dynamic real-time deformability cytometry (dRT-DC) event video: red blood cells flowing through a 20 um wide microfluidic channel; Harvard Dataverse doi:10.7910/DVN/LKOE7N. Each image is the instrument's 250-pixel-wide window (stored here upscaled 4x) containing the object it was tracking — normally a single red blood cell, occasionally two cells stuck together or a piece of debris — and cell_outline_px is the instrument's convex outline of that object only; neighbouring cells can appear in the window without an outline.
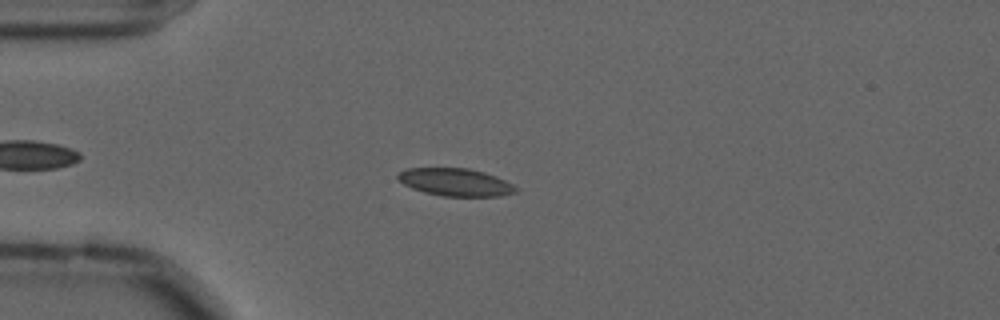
{"species": "common noctule bat (a hibernating species)", "species_latin": "Nyctalus noctula", "temperature_condition": "cold", "stored_images_in_passage": 35, "camera_frame_rate_fps": 3000, "um_per_image_px": 0.085, "animal": {"sex": "male", "forearm_length_mm": 52.5}, "frame": {"image": 1, "passage_image": 11, "time_ms": 3.333, "image_size_px": [1000, 320], "cell_outline_px": [[520, 188], [516, 192], [500, 196], [444, 196], [424, 192], [412, 188], [404, 184], [396, 176], [396, 172], [408, 168], [468, 168], [484, 172], [496, 176]], "centroid_in_image_um": [38.72, 15.48], "position_along_channel_um": 46.3, "area_um2": 19.02}}
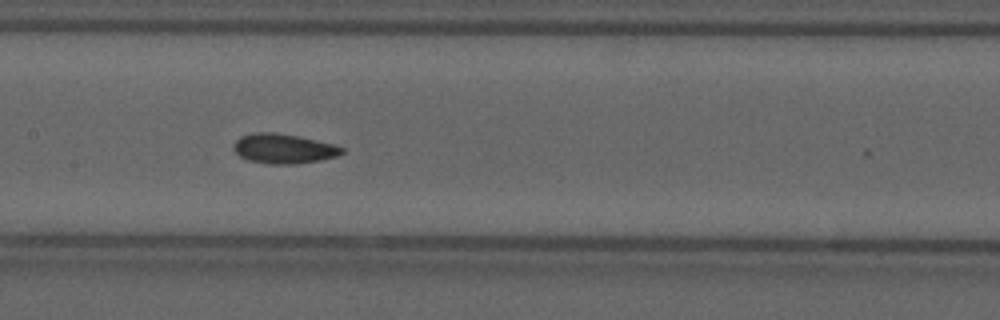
{"frame": {"image": 2, "passage_image": 24, "time_ms": 7.667, "image_size_px": [1000, 320], "cell_outline_px": [[344, 152], [336, 156], [320, 160], [296, 164], [268, 164], [248, 160], [240, 156], [232, 148], [232, 144], [240, 136], [256, 132], [276, 132], [296, 136], [332, 144], [344, 148]], "centroid_in_image_um": [24.06, 12.64], "position_along_channel_um": 183.3, "area_um2": 18.67}}
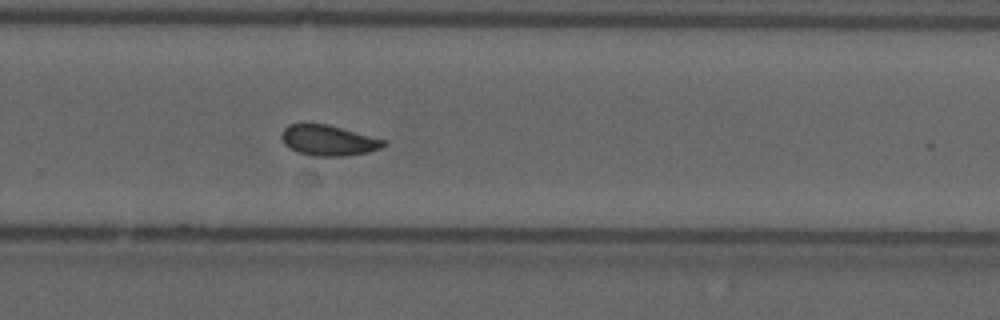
{"frame": {"image": 3, "passage_image": 34, "time_ms": 11.0, "image_size_px": [1000, 320], "cell_outline_px": [[388, 144], [380, 148], [368, 152], [344, 156], [312, 156], [296, 152], [288, 148], [284, 144], [280, 136], [284, 128], [288, 124], [328, 124], [384, 140]], "centroid_in_image_um": [27.86, 11.94], "position_along_channel_um": 301.9, "area_um2": 18.15}}